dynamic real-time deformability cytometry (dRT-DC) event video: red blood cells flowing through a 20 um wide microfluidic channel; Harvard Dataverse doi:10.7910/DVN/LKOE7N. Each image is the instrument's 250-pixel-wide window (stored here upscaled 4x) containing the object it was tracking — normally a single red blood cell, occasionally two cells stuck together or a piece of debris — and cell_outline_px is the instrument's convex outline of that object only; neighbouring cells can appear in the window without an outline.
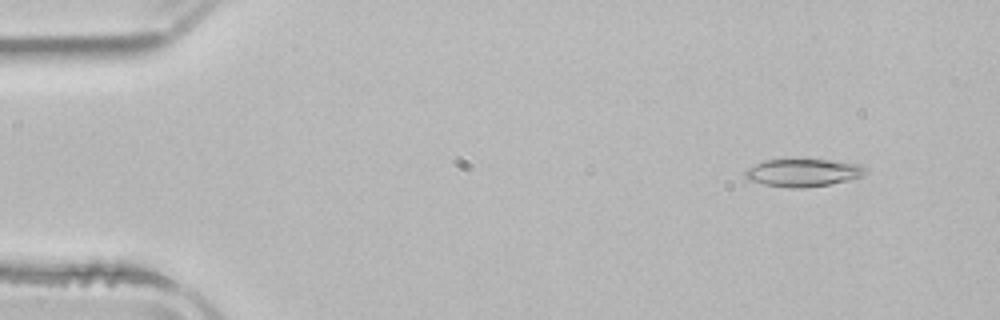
{"species": "common noctule bat (a hibernating species)", "species_latin": "Nyctalus noctula", "temperature_condition": "room temperature", "stored_images_in_passage": 4, "camera_frame_rate_fps": 3000, "um_per_image_px": 0.085, "animal": {"sex": "male", "body_mass_g": 21.5, "forearm_length_mm": 52.0}, "frame": {"image": 1, "passage_image": 2, "time_ms": 1.333, "image_size_px": [1000, 320], "cell_outline_px": [[868, 172], [864, 176], [848, 180], [828, 184], [804, 188], [788, 188], [764, 184], [748, 180], [744, 176], [744, 168], [764, 160], [828, 160], [860, 164]], "centroid_in_image_um": [68.22, 14.68], "position_along_channel_um": 16.8, "area_um2": 19.48}}
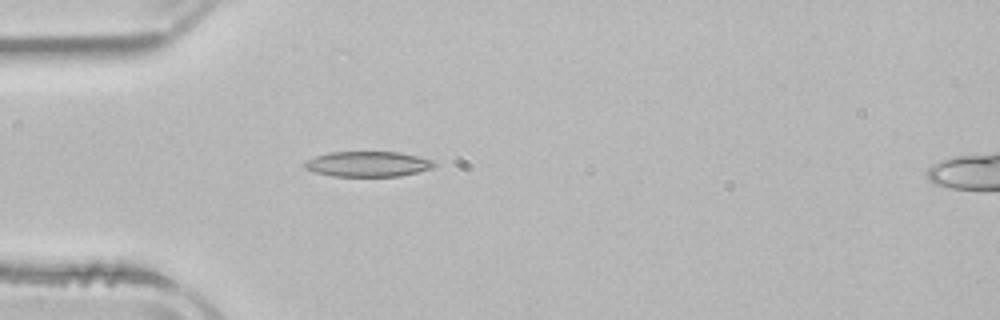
{"frame": {"image": 2, "passage_image": 4, "time_ms": 4.667, "image_size_px": [1000, 320], "cell_outline_px": [[436, 164], [432, 168], [400, 176], [332, 176], [316, 172], [304, 168], [304, 160], [328, 152], [400, 152], [432, 160]], "centroid_in_image_um": [31.23, 13.94], "position_along_channel_um": 53.8, "area_um2": 19.02}}